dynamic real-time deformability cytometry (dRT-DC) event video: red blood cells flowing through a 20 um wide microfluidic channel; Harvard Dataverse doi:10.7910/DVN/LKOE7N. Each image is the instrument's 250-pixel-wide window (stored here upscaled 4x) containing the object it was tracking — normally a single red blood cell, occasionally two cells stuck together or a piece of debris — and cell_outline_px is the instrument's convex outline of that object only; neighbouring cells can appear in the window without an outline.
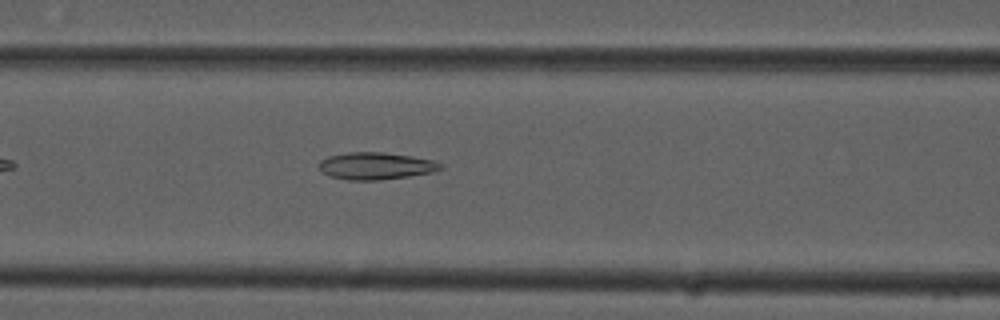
{"species": "common noctule bat (a hibernating species)", "species_latin": "Nyctalus noctula", "temperature_condition": "cold", "stored_images_in_passage": 37, "camera_frame_rate_fps": 3000, "um_per_image_px": 0.085, "animal": {"sex": "male", "forearm_length_mm": 52.5}, "frame": {"image": 1, "passage_image": 6, "time_ms": 1.667, "image_size_px": [1000, 320], "cell_outline_px": [[444, 168], [432, 172], [408, 176], [380, 180], [348, 180], [332, 176], [324, 172], [316, 164], [320, 160], [328, 156], [348, 152], [384, 152], [412, 156], [432, 160], [444, 164]], "centroid_in_image_um": [31.96, 14.09], "position_along_channel_um": 134.6, "area_um2": 19.25}}
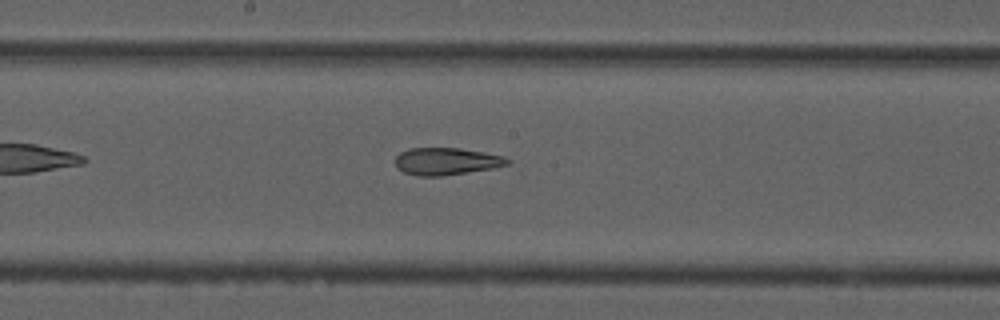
{"frame": {"image": 2, "passage_image": 12, "time_ms": 3.667, "image_size_px": [1000, 320], "cell_outline_px": [[512, 160], [508, 164], [492, 168], [444, 176], [420, 176], [404, 172], [396, 168], [396, 156], [400, 152], [408, 148], [460, 148], [484, 152], [504, 156]], "centroid_in_image_um": [37.94, 13.71], "position_along_channel_um": 210.3, "area_um2": 17.86}}
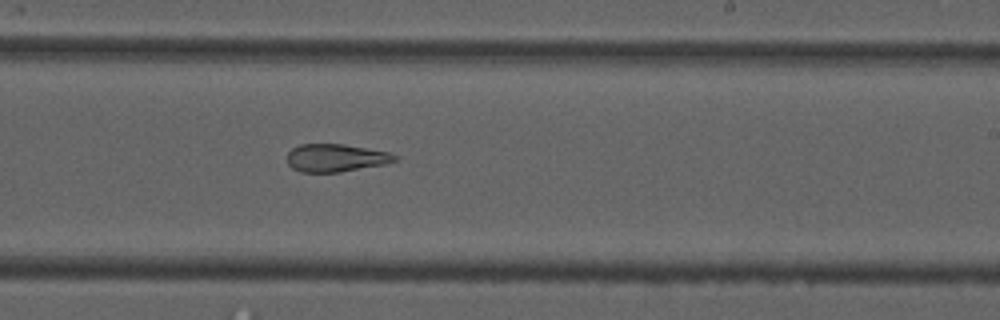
{"frame": {"image": 3, "passage_image": 16, "time_ms": 5.0, "image_size_px": [1000, 320], "cell_outline_px": [[400, 160], [388, 164], [340, 172], [300, 172], [292, 168], [288, 164], [288, 152], [292, 148], [300, 144], [344, 144], [388, 152], [400, 156]], "centroid_in_image_um": [28.6, 13.42], "position_along_channel_um": 260.4, "area_um2": 17.69}, "authors_computed_cell_mechanics": {"area_um2": 19.2474, "velocity_mm_per_s": 3.7878, "shape_relaxation_time_tau1_ms": null, "shape_relaxation_time_tau2_ms": 2.0396, "deformation_change_tau1": null, "deformation_change_tau2": 0.1067}}